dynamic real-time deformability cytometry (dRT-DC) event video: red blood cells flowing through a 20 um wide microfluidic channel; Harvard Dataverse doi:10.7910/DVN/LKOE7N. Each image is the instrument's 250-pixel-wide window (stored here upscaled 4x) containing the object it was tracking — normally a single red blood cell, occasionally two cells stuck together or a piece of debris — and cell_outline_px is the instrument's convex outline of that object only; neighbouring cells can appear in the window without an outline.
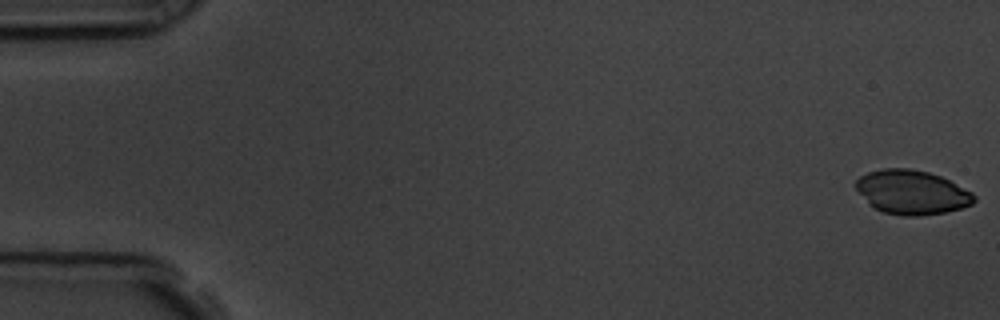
{"species": "common noctule bat (a hibernating species)", "species_latin": "Nyctalus noctula", "temperature_condition": "room temperature", "stored_images_in_passage": 57, "camera_frame_rate_fps": 3000, "um_per_image_px": 0.085, "animal": {"sex": "male", "body_mass_g": 19.5, "forearm_length_mm": 54.6}, "frame": {"image": 1, "passage_image": 1, "time_ms": 0.0, "image_size_px": [1000, 320], "cell_outline_px": [[976, 200], [972, 204], [960, 208], [944, 212], [920, 216], [900, 216], [884, 212], [872, 208], [868, 204], [856, 188], [856, 180], [860, 176], [868, 172], [884, 168], [908, 168], [928, 172], [940, 176], [972, 192], [976, 196]], "centroid_in_image_um": [77.49, 16.35], "position_along_channel_um": 7.5, "area_um2": 30.4}}